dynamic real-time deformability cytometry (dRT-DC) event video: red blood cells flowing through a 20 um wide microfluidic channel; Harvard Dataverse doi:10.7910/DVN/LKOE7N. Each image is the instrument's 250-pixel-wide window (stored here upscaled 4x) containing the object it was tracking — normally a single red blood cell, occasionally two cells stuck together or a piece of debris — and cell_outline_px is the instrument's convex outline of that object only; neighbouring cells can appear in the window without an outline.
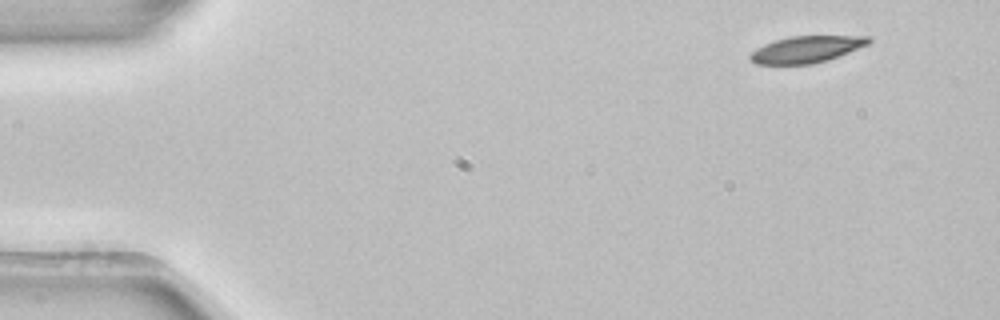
{"species": "common noctule bat (a hibernating species)", "species_latin": "Nyctalus noctula", "temperature_condition": "room temperature", "stored_images_in_passage": 5, "camera_frame_rate_fps": 3000, "um_per_image_px": 0.085, "animal": {"sex": "female", "body_mass_g": 22.7, "forearm_length_mm": 54.2}, "frame": {"image": 1, "passage_image": 1, "time_ms": 0.0, "image_size_px": [1000, 320], "cell_outline_px": [[872, 40], [868, 44], [828, 60], [812, 64], [756, 64], [748, 56], [756, 48], [764, 44], [776, 40], [792, 36], [868, 36]], "centroid_in_image_um": [68.54, 4.19], "position_along_channel_um": 16.5, "area_um2": 18.21}}
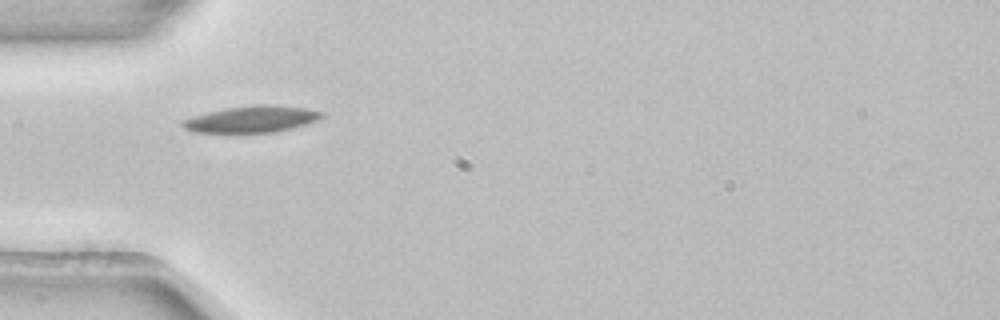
{"frame": {"image": 2, "passage_image": 4, "time_ms": 1.0, "image_size_px": [1000, 320], "cell_outline_px": [[324, 116], [308, 124], [276, 132], [192, 132], [184, 128], [180, 124], [184, 120], [192, 116], [208, 112], [228, 108], [256, 104], [268, 104], [308, 108], [324, 112]], "centroid_in_image_um": [21.43, 10.12], "position_along_channel_um": 63.6, "area_um2": 21.5}}